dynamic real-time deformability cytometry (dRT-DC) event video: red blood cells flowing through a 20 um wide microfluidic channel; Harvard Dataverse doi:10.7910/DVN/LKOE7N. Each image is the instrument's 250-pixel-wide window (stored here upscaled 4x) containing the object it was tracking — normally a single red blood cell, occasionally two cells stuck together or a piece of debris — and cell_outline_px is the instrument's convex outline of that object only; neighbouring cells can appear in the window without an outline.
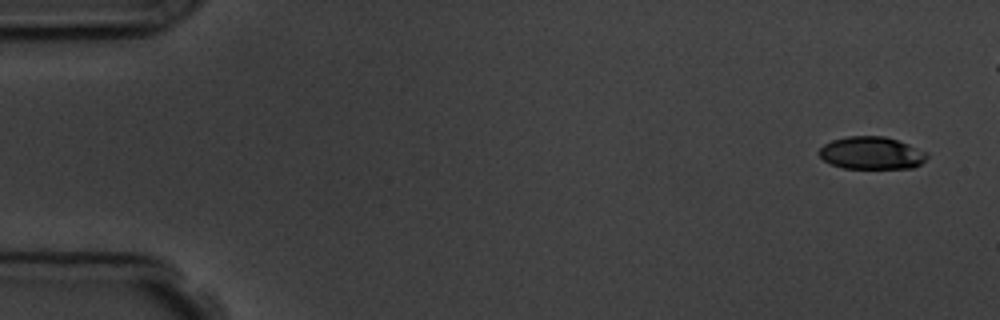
{"species": "common noctule bat (a hibernating species)", "species_latin": "Nyctalus noctula", "temperature_condition": "room temperature", "stored_images_in_passage": 7, "camera_frame_rate_fps": 3000, "um_per_image_px": 0.085, "animal": {"sex": "male", "body_mass_g": 19.5, "forearm_length_mm": 54.6}, "frame": {"image": 1, "passage_image": 1, "time_ms": 0.0, "image_size_px": [1000, 320], "cell_outline_px": [[928, 156], [920, 164], [912, 168], [844, 168], [832, 164], [824, 160], [816, 152], [824, 144], [832, 140], [848, 136], [884, 136], [908, 144], [928, 152]], "centroid_in_image_um": [74.07, 13.0], "position_along_channel_um": 10.9, "area_um2": 20.4}}